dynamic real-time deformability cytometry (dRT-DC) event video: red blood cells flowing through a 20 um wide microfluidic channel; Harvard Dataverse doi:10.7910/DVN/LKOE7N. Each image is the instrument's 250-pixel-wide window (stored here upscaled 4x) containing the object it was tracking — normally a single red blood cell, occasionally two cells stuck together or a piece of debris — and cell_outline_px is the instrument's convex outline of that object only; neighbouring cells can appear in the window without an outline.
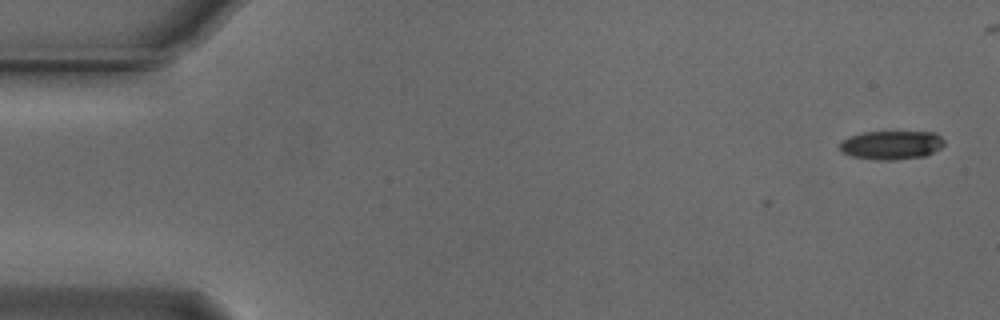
{"species": "Egyptian fruit bat (a non-hibernating species)", "species_latin": "Rousettus aegyptiacus", "temperature_condition": "cold", "stored_images_in_passage": 2, "camera_frame_rate_fps": 3000, "um_per_image_px": 0.085, "animal": {"sex": "male"}, "frame": {"image": 1, "passage_image": 2, "time_ms": 0.333, "image_size_px": [1000, 320], "cell_outline_px": [[944, 144], [940, 148], [924, 156], [892, 160], [876, 160], [852, 156], [844, 152], [840, 148], [840, 144], [848, 136], [864, 132], [936, 132], [944, 140]], "centroid_in_image_um": [75.78, 12.32], "position_along_channel_um": 9.2, "area_um2": 17.34}}